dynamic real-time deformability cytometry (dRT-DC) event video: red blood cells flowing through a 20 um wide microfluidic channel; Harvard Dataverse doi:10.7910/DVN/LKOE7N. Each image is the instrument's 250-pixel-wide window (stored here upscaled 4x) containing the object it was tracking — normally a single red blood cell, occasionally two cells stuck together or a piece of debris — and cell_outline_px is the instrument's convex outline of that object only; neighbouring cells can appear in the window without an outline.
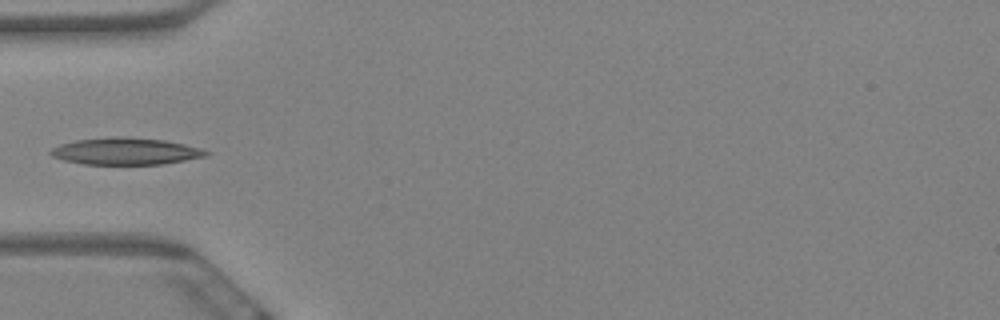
{"species": "Egyptian fruit bat (a non-hibernating species)", "species_latin": "Rousettus aegyptiacus", "temperature_condition": "warm", "stored_images_in_passage": 6, "camera_frame_rate_fps": 3000, "um_per_image_px": 0.085, "animal": {"sex": "female"}, "frame": {"image": 1, "passage_image": 1, "time_ms": 0.0, "image_size_px": [1000, 320], "cell_outline_px": [[212, 152], [208, 156], [164, 164], [84, 164], [64, 160], [52, 156], [48, 152], [52, 148], [60, 144], [76, 140], [120, 136], [124, 136], [164, 140], [184, 144], [200, 148]], "centroid_in_image_um": [10.71, 12.86], "position_along_channel_um": 74.3, "area_um2": 24.39}}
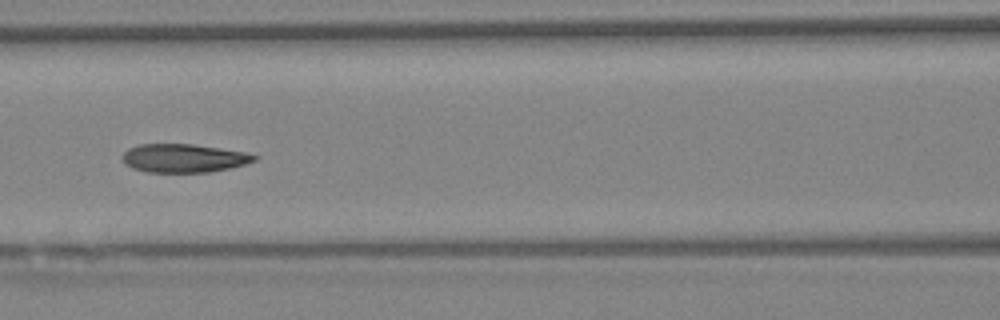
{"frame": {"image": 2, "passage_image": 3, "time_ms": 0.667, "image_size_px": [1000, 320], "cell_outline_px": [[260, 156], [256, 160], [244, 164], [228, 168], [208, 172], [148, 172], [132, 168], [124, 164], [120, 156], [128, 148], [140, 144], [192, 144], [244, 152]], "centroid_in_image_um": [15.56, 13.44], "position_along_channel_um": 151.0, "area_um2": 21.85}}
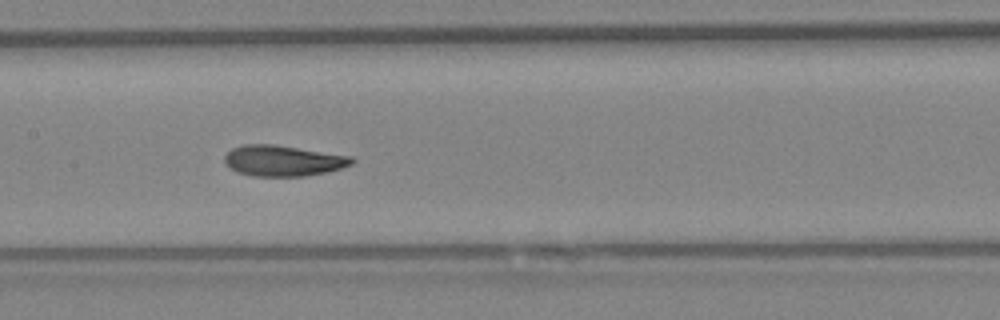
{"frame": {"image": 3, "passage_image": 4, "time_ms": 1.0, "image_size_px": [1000, 320], "cell_outline_px": [[356, 160], [352, 164], [328, 172], [304, 176], [252, 176], [236, 172], [228, 168], [224, 164], [224, 156], [232, 148], [244, 144], [272, 144], [352, 156]], "centroid_in_image_um": [24.03, 13.66], "position_along_channel_um": 183.4, "area_um2": 23.0}}